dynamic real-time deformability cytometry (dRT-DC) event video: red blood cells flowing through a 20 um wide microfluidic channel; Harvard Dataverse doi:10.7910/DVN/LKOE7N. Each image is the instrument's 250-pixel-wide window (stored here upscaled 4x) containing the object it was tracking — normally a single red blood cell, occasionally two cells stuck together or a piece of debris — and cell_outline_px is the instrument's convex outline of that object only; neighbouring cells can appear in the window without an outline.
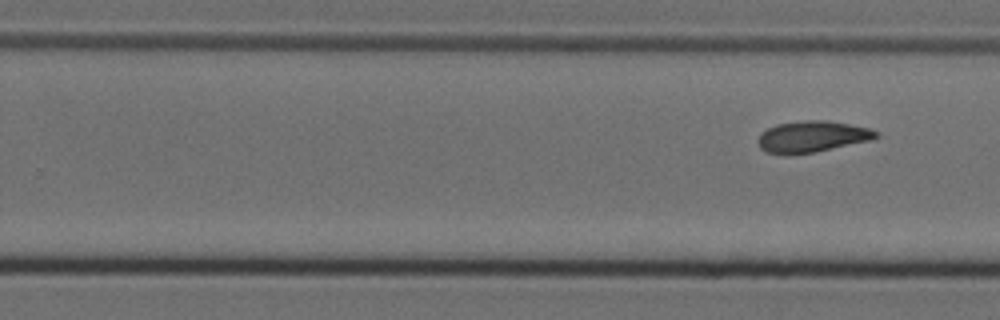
{"species": "Egyptian fruit bat (a non-hibernating species)", "species_latin": "Rousettus aegyptiacus", "temperature_condition": "cold", "stored_images_in_passage": 10, "segment_of_instrument_passage": [2, 2], "camera_frame_rate_fps": 3000, "um_per_image_px": 0.085, "animal": {"sex": "female"}, "frame": {"image": 1, "passage_image": 10, "time_ms": 3.0, "image_size_px": [1000, 320], "cell_outline_px": [[880, 136], [872, 140], [816, 152], [788, 156], [764, 152], [760, 148], [756, 140], [760, 132], [776, 124], [804, 120], [824, 120], [872, 128], [880, 132]], "centroid_in_image_um": [69.01, 11.63], "position_along_channel_um": 260.8, "area_um2": 22.14}}